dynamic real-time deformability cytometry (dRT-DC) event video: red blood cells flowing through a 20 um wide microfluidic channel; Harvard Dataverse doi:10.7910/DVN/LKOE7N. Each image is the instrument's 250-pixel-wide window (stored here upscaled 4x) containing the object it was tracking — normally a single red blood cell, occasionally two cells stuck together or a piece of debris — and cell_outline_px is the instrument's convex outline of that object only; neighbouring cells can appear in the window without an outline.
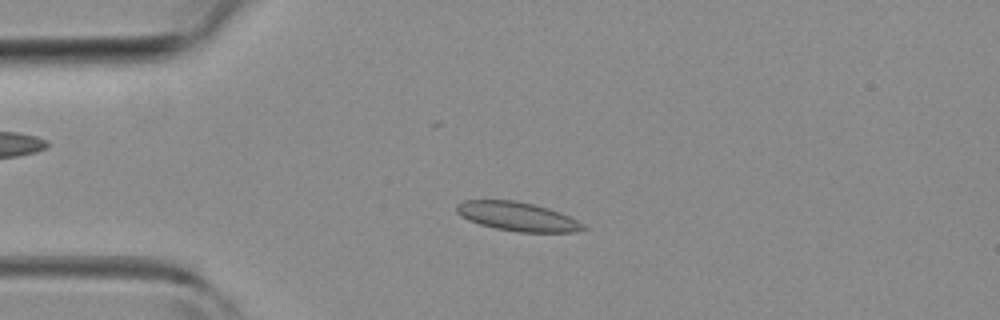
{"species": "common noctule bat (a hibernating species)", "species_latin": "Nyctalus noctula", "temperature_condition": "room temperature", "stored_images_in_passage": 40, "camera_frame_rate_fps": 3000, "um_per_image_px": 0.085, "animal": {"sex": "female", "body_mass_g": 19.3, "forearm_length_mm": 54.1}, "frame": {"image": 1, "passage_image": 6, "time_ms": 1.667, "image_size_px": [1000, 320], "cell_outline_px": [[588, 228], [576, 232], [516, 232], [496, 228], [480, 224], [468, 220], [460, 216], [456, 212], [456, 204], [464, 200], [516, 200], [548, 208], [560, 212], [584, 224]], "centroid_in_image_um": [43.97, 18.4], "position_along_channel_um": 41.0, "area_um2": 21.39}}
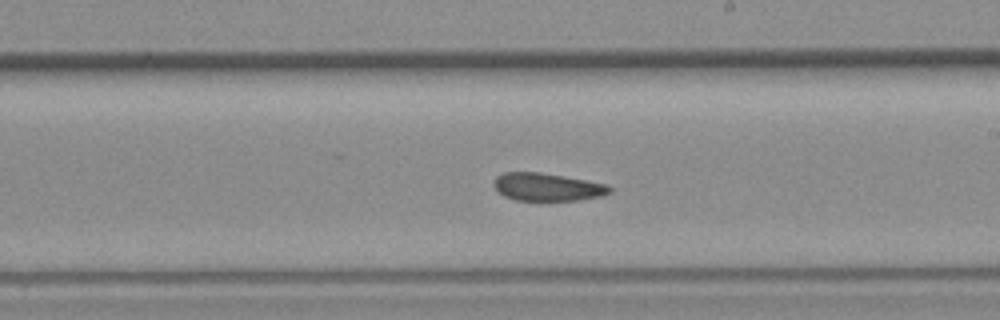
{"frame": {"image": 2, "passage_image": 21, "time_ms": 6.667, "image_size_px": [1000, 320], "cell_outline_px": [[612, 192], [600, 196], [576, 200], [516, 200], [504, 196], [496, 192], [492, 184], [492, 180], [496, 176], [504, 172], [540, 172], [564, 176], [608, 184], [612, 188]], "centroid_in_image_um": [46.47, 15.88], "position_along_channel_um": 242.5, "area_um2": 18.96}}
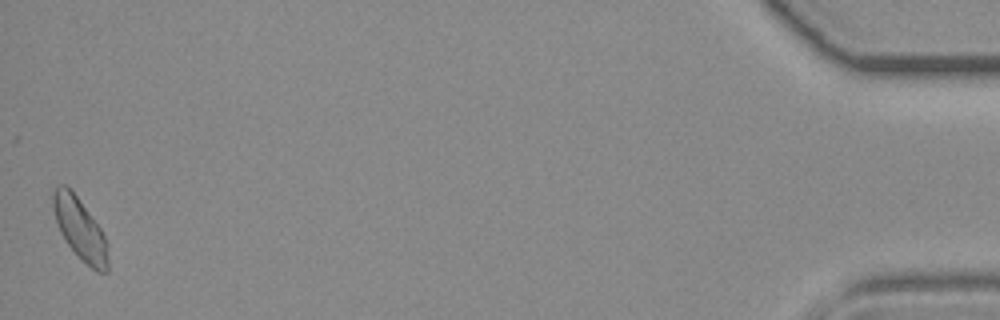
{"frame": {"image": 3, "passage_image": 40, "time_ms": 13.0, "image_size_px": [1000, 320], "cell_outline_px": [[108, 272], [96, 272], [64, 240], [56, 224], [52, 208], [52, 192], [56, 184], [64, 184], [76, 196], [100, 228], [108, 244]], "centroid_in_image_um": [6.77, 19.44], "position_along_channel_um": 428.4, "area_um2": 19.48}}